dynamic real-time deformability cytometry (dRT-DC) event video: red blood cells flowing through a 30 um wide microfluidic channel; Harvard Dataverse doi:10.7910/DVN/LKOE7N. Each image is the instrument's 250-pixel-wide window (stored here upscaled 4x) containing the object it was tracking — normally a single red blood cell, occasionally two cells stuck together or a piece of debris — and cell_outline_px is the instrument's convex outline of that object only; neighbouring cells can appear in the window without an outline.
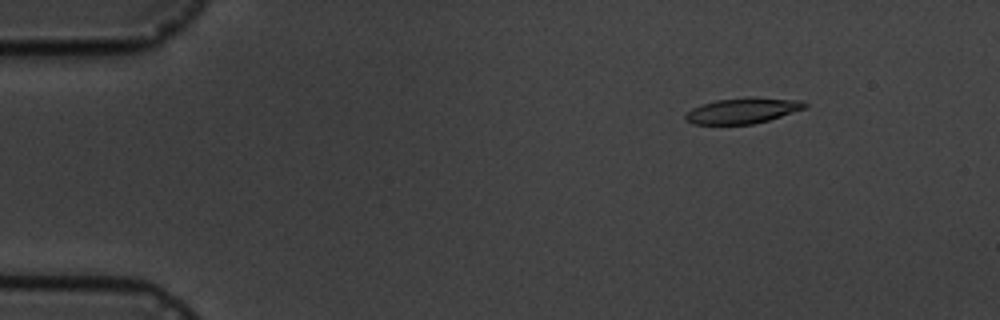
{"species": "common noctule bat (a hibernating species)", "species_latin": "Nyctalus noctula", "temperature_condition": "cold", "stored_images_in_passage": 7, "camera_frame_rate_fps": 3000, "um_per_image_px": 0.085, "animal": {"sex": "male", "body_mass_g": 19.5, "forearm_length_mm": 54.6}, "frame": {"image": 1, "passage_image": 3, "time_ms": 2.333, "image_size_px": [1000, 320], "cell_outline_px": [[808, 104], [804, 108], [768, 120], [752, 124], [692, 124], [684, 120], [684, 116], [692, 108], [700, 104], [716, 100], [752, 96], [756, 96], [804, 100]], "centroid_in_image_um": [63.12, 9.38], "position_along_channel_um": 21.9, "area_um2": 18.03}}
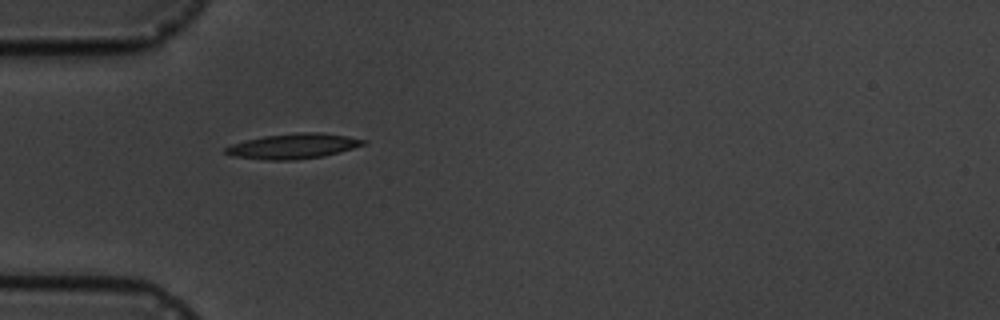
{"frame": {"image": 2, "passage_image": 6, "time_ms": 5.667, "image_size_px": [1000, 320], "cell_outline_px": [[368, 144], [324, 156], [296, 160], [268, 160], [236, 156], [224, 152], [224, 148], [232, 144], [244, 140], [264, 136], [296, 132], [320, 132], [348, 136], [368, 140]], "centroid_in_image_um": [24.98, 12.41], "position_along_channel_um": 60.0, "area_um2": 20.29}}
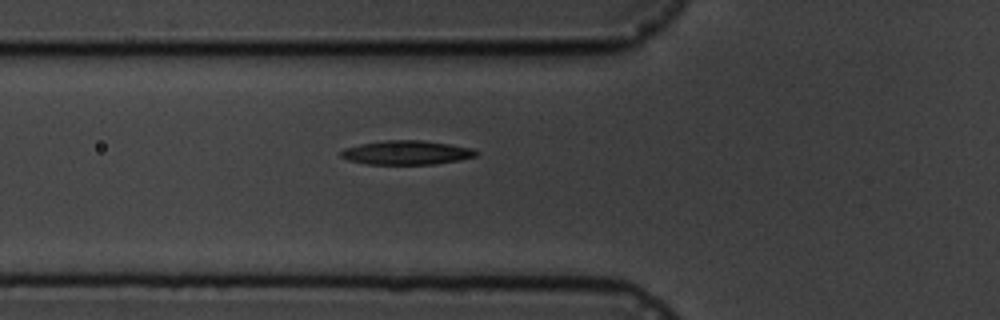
{"frame": {"image": 3, "passage_image": 7, "time_ms": 6.667, "image_size_px": [1000, 320], "cell_outline_px": [[480, 152], [476, 156], [436, 164], [368, 164], [348, 160], [340, 156], [340, 152], [344, 148], [360, 144], [388, 140], [420, 140], [448, 144], [472, 148]], "centroid_in_image_um": [34.54, 12.97], "position_along_channel_um": 91.3, "area_um2": 18.79}}